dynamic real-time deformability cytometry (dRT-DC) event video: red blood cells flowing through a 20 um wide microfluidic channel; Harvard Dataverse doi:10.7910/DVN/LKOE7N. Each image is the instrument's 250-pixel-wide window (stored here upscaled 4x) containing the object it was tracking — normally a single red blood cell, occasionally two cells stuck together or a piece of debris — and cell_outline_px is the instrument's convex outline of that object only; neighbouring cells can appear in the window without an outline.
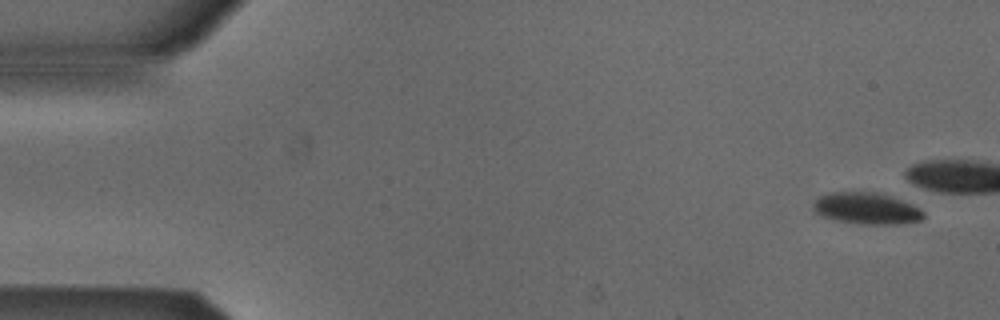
{"species": "Egyptian fruit bat (a non-hibernating species)", "species_latin": "Rousettus aegyptiacus", "temperature_condition": "cold", "stored_images_in_passage": 5, "camera_frame_rate_fps": 3000, "um_per_image_px": 0.085, "animal": {"sex": "male"}, "frame": {"image": 1, "passage_image": 1, "time_ms": 0.0, "image_size_px": [1000, 320], "cell_outline_px": [[924, 216], [920, 220], [896, 224], [868, 224], [840, 220], [824, 216], [816, 212], [812, 204], [820, 196], [828, 192], [876, 192], [912, 204], [920, 208], [924, 212]], "centroid_in_image_um": [73.67, 17.7], "position_along_channel_um": 11.3, "area_um2": 19.77}}